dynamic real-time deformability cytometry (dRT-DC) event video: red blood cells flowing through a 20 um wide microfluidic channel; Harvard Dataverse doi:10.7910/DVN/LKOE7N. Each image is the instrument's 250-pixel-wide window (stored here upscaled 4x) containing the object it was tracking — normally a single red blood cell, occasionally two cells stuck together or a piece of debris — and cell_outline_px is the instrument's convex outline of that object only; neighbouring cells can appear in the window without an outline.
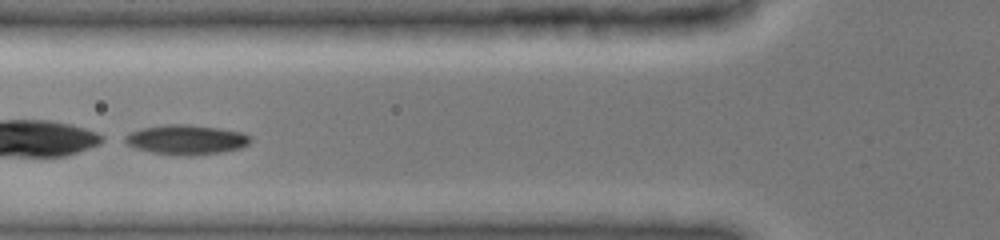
{"species": "common noctule bat (a hibernating species)", "species_latin": "Nyctalus noctula", "temperature_condition": "cold", "stored_images_in_passage": 32, "camera_frame_rate_fps": 3000, "um_per_image_px": 0.085, "animal": {"sex": "female", "body_mass_g": 19.0, "forearm_length_mm": 51.5}, "frame": {"image": 1, "passage_image": 9, "time_ms": 2.667, "image_size_px": [1000, 240], "cell_outline_px": [[252, 140], [248, 144], [240, 148], [220, 152], [192, 156], [176, 156], [152, 152], [136, 148], [120, 140], [120, 136], [128, 132], [140, 128], [164, 124], [188, 124], [220, 128], [244, 132], [252, 136]], "centroid_in_image_um": [15.78, 11.86], "position_along_channel_um": 110.0, "area_um2": 22.31}}
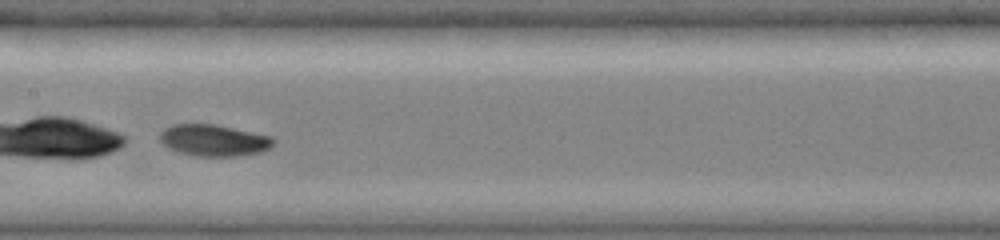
{"frame": {"image": 2, "passage_image": 15, "time_ms": 4.667, "image_size_px": [1000, 240], "cell_outline_px": [[276, 140], [268, 148], [260, 152], [240, 156], [196, 156], [180, 152], [168, 148], [160, 140], [160, 132], [164, 128], [172, 124], [216, 124], [272, 136]], "centroid_in_image_um": [18.17, 11.92], "position_along_channel_um": 189.2, "area_um2": 20.92}}
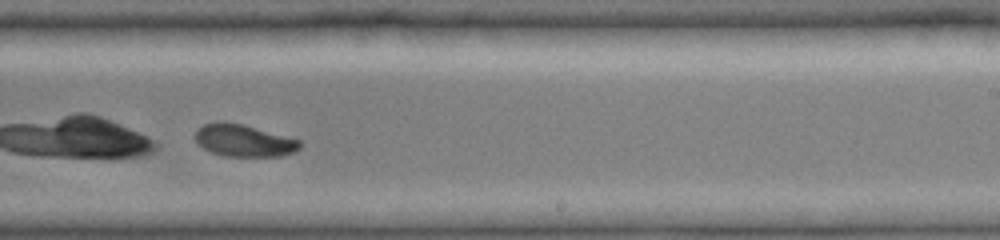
{"frame": {"image": 3, "passage_image": 21, "time_ms": 6.667, "image_size_px": [1000, 240], "cell_outline_px": [[300, 148], [292, 152], [280, 156], [224, 156], [212, 152], [204, 148], [196, 140], [196, 128], [204, 124], [216, 120], [224, 120], [244, 124], [300, 140]], "centroid_in_image_um": [20.69, 11.91], "position_along_channel_um": 268.3, "area_um2": 19.65}, "authors_computed_cell_mechanics": {"area_um2": 21.1548, "velocity_mm_per_s": 3.9671, "shape_relaxation_time_tau1_ms": 0.6015, "shape_relaxation_time_tau2_ms": null, "deformation_change_tau1": 0.2766, "deformation_change_tau2": null}}